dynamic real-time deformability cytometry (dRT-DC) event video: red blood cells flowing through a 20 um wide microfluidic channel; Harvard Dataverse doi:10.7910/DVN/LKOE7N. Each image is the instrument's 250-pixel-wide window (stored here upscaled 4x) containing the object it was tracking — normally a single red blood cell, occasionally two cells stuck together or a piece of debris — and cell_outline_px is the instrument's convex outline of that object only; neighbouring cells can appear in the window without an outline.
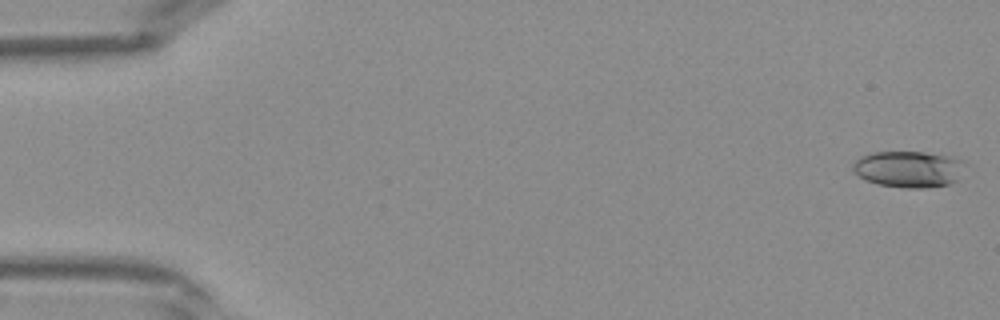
{"species": "Egyptian fruit bat (a non-hibernating species)", "species_latin": "Rousettus aegyptiacus", "temperature_condition": "warm", "stored_images_in_passage": 10, "camera_frame_rate_fps": 3000, "um_per_image_px": 0.085, "frame": {"image": 1, "passage_image": 1, "time_ms": 0.0, "image_size_px": [1000, 320], "cell_outline_px": [[960, 160], [956, 180], [948, 184], [924, 188], [904, 188], [880, 184], [868, 180], [860, 176], [852, 168], [852, 164], [860, 156], [872, 152], [924, 152], [952, 156]], "centroid_in_image_um": [77.15, 14.36], "position_along_channel_um": 7.9, "area_um2": 23.12}}